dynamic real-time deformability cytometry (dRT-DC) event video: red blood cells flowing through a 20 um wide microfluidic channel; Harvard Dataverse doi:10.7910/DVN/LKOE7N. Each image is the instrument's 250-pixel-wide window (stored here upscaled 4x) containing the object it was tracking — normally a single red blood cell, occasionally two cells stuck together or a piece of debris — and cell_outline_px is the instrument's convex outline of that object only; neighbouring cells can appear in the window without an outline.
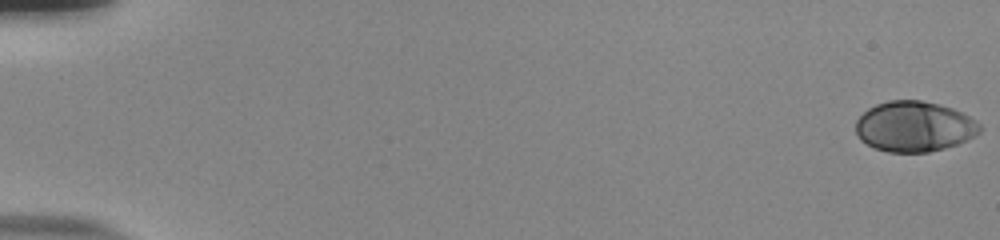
{"species": "human", "species_latin": "Homo sapiens", "temperature_condition": "room temperature", "stored_images_in_passage": 55, "camera_frame_rate_fps": 3000, "um_per_image_px": 0.085, "donor": {"sex": "male"}, "frame": {"image": 1, "passage_image": 1, "time_ms": 0.0, "image_size_px": [1000, 240], "cell_outline_px": [[984, 128], [976, 136], [968, 140], [944, 148], [928, 152], [888, 152], [876, 148], [860, 140], [856, 132], [856, 120], [868, 108], [876, 104], [888, 100], [920, 100], [940, 104], [964, 112], [976, 120]], "centroid_in_image_um": [77.75, 10.74], "position_along_channel_um": 7.2, "area_um2": 36.76}}
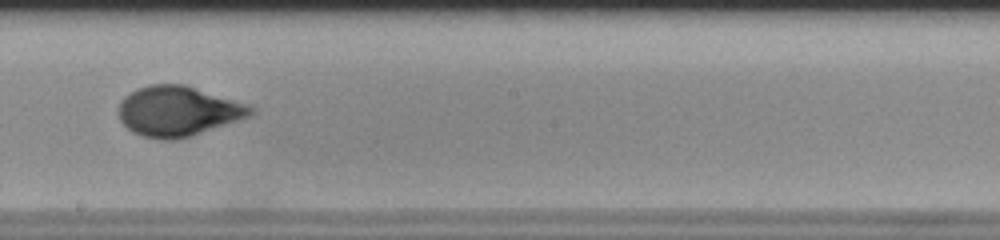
{"frame": {"image": 2, "passage_image": 33, "time_ms": 10.667, "image_size_px": [1000, 240], "cell_outline_px": [[256, 112], [252, 116], [192, 136], [172, 140], [160, 140], [144, 136], [132, 132], [120, 120], [120, 104], [124, 96], [140, 88], [152, 84], [184, 84], [248, 104], [256, 108]], "centroid_in_image_um": [15.19, 9.46], "position_along_channel_um": 233.0, "area_um2": 38.49}}
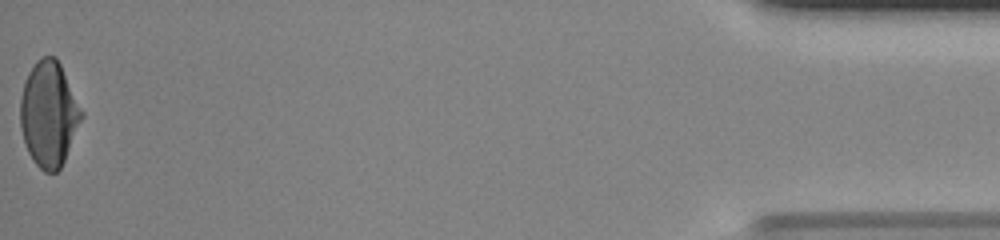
{"frame": {"image": 3, "passage_image": 55, "time_ms": 18.0, "image_size_px": [1000, 240], "cell_outline_px": [[84, 116], [64, 160], [60, 168], [56, 172], [44, 172], [32, 160], [28, 152], [20, 128], [20, 100], [24, 80], [28, 72], [36, 60], [40, 56], [56, 56], [84, 112]], "centroid_in_image_um": [4.15, 9.67], "position_along_channel_um": 431.1, "area_um2": 37.74}, "authors_computed_cell_mechanics": {"area_um2": 37.1654, "velocity_mm_per_s": 3.875, "shape_relaxation_time_tau1_ms": 6.9398, "shape_relaxation_time_tau2_ms": null, "deformation_change_tau1": 0.2418, "deformation_change_tau2": null}}